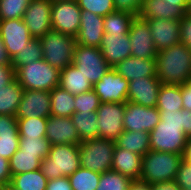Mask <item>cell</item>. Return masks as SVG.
I'll return each mask as SVG.
<instances>
[{
    "mask_svg": "<svg viewBox=\"0 0 191 190\" xmlns=\"http://www.w3.org/2000/svg\"><path fill=\"white\" fill-rule=\"evenodd\" d=\"M23 91L16 79L0 89V115L15 116Z\"/></svg>",
    "mask_w": 191,
    "mask_h": 190,
    "instance_id": "obj_29",
    "label": "cell"
},
{
    "mask_svg": "<svg viewBox=\"0 0 191 190\" xmlns=\"http://www.w3.org/2000/svg\"><path fill=\"white\" fill-rule=\"evenodd\" d=\"M156 76L162 84L183 85L191 81V51L183 43L158 51Z\"/></svg>",
    "mask_w": 191,
    "mask_h": 190,
    "instance_id": "obj_2",
    "label": "cell"
},
{
    "mask_svg": "<svg viewBox=\"0 0 191 190\" xmlns=\"http://www.w3.org/2000/svg\"><path fill=\"white\" fill-rule=\"evenodd\" d=\"M39 40L43 50V59L48 64L59 71L72 64L77 44L75 37L51 29Z\"/></svg>",
    "mask_w": 191,
    "mask_h": 190,
    "instance_id": "obj_6",
    "label": "cell"
},
{
    "mask_svg": "<svg viewBox=\"0 0 191 190\" xmlns=\"http://www.w3.org/2000/svg\"><path fill=\"white\" fill-rule=\"evenodd\" d=\"M72 64L88 78L93 85L112 67L106 62L100 47L76 44Z\"/></svg>",
    "mask_w": 191,
    "mask_h": 190,
    "instance_id": "obj_8",
    "label": "cell"
},
{
    "mask_svg": "<svg viewBox=\"0 0 191 190\" xmlns=\"http://www.w3.org/2000/svg\"><path fill=\"white\" fill-rule=\"evenodd\" d=\"M81 9L77 1H61L52 3V29L76 37L80 28Z\"/></svg>",
    "mask_w": 191,
    "mask_h": 190,
    "instance_id": "obj_10",
    "label": "cell"
},
{
    "mask_svg": "<svg viewBox=\"0 0 191 190\" xmlns=\"http://www.w3.org/2000/svg\"><path fill=\"white\" fill-rule=\"evenodd\" d=\"M189 10V4H169L164 0H143L137 17L141 19L180 20Z\"/></svg>",
    "mask_w": 191,
    "mask_h": 190,
    "instance_id": "obj_21",
    "label": "cell"
},
{
    "mask_svg": "<svg viewBox=\"0 0 191 190\" xmlns=\"http://www.w3.org/2000/svg\"><path fill=\"white\" fill-rule=\"evenodd\" d=\"M160 118L149 132L150 150L184 154L188 140L185 135V110L160 111Z\"/></svg>",
    "mask_w": 191,
    "mask_h": 190,
    "instance_id": "obj_1",
    "label": "cell"
},
{
    "mask_svg": "<svg viewBox=\"0 0 191 190\" xmlns=\"http://www.w3.org/2000/svg\"><path fill=\"white\" fill-rule=\"evenodd\" d=\"M51 115L50 92L44 90H24L18 105L16 118L44 117Z\"/></svg>",
    "mask_w": 191,
    "mask_h": 190,
    "instance_id": "obj_16",
    "label": "cell"
},
{
    "mask_svg": "<svg viewBox=\"0 0 191 190\" xmlns=\"http://www.w3.org/2000/svg\"><path fill=\"white\" fill-rule=\"evenodd\" d=\"M71 119L81 141L99 137L96 111L90 113L74 112Z\"/></svg>",
    "mask_w": 191,
    "mask_h": 190,
    "instance_id": "obj_30",
    "label": "cell"
},
{
    "mask_svg": "<svg viewBox=\"0 0 191 190\" xmlns=\"http://www.w3.org/2000/svg\"><path fill=\"white\" fill-rule=\"evenodd\" d=\"M51 143L46 137L33 138L28 136H20L19 150L24 153L37 154L43 160L48 156Z\"/></svg>",
    "mask_w": 191,
    "mask_h": 190,
    "instance_id": "obj_38",
    "label": "cell"
},
{
    "mask_svg": "<svg viewBox=\"0 0 191 190\" xmlns=\"http://www.w3.org/2000/svg\"><path fill=\"white\" fill-rule=\"evenodd\" d=\"M0 35L12 59L33 39L22 18L0 20Z\"/></svg>",
    "mask_w": 191,
    "mask_h": 190,
    "instance_id": "obj_15",
    "label": "cell"
},
{
    "mask_svg": "<svg viewBox=\"0 0 191 190\" xmlns=\"http://www.w3.org/2000/svg\"><path fill=\"white\" fill-rule=\"evenodd\" d=\"M129 190H152V185L141 181H133Z\"/></svg>",
    "mask_w": 191,
    "mask_h": 190,
    "instance_id": "obj_53",
    "label": "cell"
},
{
    "mask_svg": "<svg viewBox=\"0 0 191 190\" xmlns=\"http://www.w3.org/2000/svg\"><path fill=\"white\" fill-rule=\"evenodd\" d=\"M80 166L97 173L112 170L115 142L93 138L79 143Z\"/></svg>",
    "mask_w": 191,
    "mask_h": 190,
    "instance_id": "obj_7",
    "label": "cell"
},
{
    "mask_svg": "<svg viewBox=\"0 0 191 190\" xmlns=\"http://www.w3.org/2000/svg\"><path fill=\"white\" fill-rule=\"evenodd\" d=\"M47 119L44 117L17 118L19 136L46 137Z\"/></svg>",
    "mask_w": 191,
    "mask_h": 190,
    "instance_id": "obj_35",
    "label": "cell"
},
{
    "mask_svg": "<svg viewBox=\"0 0 191 190\" xmlns=\"http://www.w3.org/2000/svg\"><path fill=\"white\" fill-rule=\"evenodd\" d=\"M128 85L129 81L111 68L93 85V90L101 103H123L127 102Z\"/></svg>",
    "mask_w": 191,
    "mask_h": 190,
    "instance_id": "obj_12",
    "label": "cell"
},
{
    "mask_svg": "<svg viewBox=\"0 0 191 190\" xmlns=\"http://www.w3.org/2000/svg\"><path fill=\"white\" fill-rule=\"evenodd\" d=\"M0 181L5 185L11 181L9 160L0 156Z\"/></svg>",
    "mask_w": 191,
    "mask_h": 190,
    "instance_id": "obj_49",
    "label": "cell"
},
{
    "mask_svg": "<svg viewBox=\"0 0 191 190\" xmlns=\"http://www.w3.org/2000/svg\"><path fill=\"white\" fill-rule=\"evenodd\" d=\"M50 2H61V1H77V0H49Z\"/></svg>",
    "mask_w": 191,
    "mask_h": 190,
    "instance_id": "obj_58",
    "label": "cell"
},
{
    "mask_svg": "<svg viewBox=\"0 0 191 190\" xmlns=\"http://www.w3.org/2000/svg\"><path fill=\"white\" fill-rule=\"evenodd\" d=\"M46 139L51 145H79L82 142L71 117H56L53 115H50L47 119Z\"/></svg>",
    "mask_w": 191,
    "mask_h": 190,
    "instance_id": "obj_19",
    "label": "cell"
},
{
    "mask_svg": "<svg viewBox=\"0 0 191 190\" xmlns=\"http://www.w3.org/2000/svg\"><path fill=\"white\" fill-rule=\"evenodd\" d=\"M161 85L162 82L157 77L132 80L128 85L127 101L146 107H156Z\"/></svg>",
    "mask_w": 191,
    "mask_h": 190,
    "instance_id": "obj_17",
    "label": "cell"
},
{
    "mask_svg": "<svg viewBox=\"0 0 191 190\" xmlns=\"http://www.w3.org/2000/svg\"><path fill=\"white\" fill-rule=\"evenodd\" d=\"M43 59V50L39 39L33 38L25 47L12 59V66L15 70L22 65H26Z\"/></svg>",
    "mask_w": 191,
    "mask_h": 190,
    "instance_id": "obj_37",
    "label": "cell"
},
{
    "mask_svg": "<svg viewBox=\"0 0 191 190\" xmlns=\"http://www.w3.org/2000/svg\"><path fill=\"white\" fill-rule=\"evenodd\" d=\"M100 104V99L93 89L75 95V112H95L99 108Z\"/></svg>",
    "mask_w": 191,
    "mask_h": 190,
    "instance_id": "obj_40",
    "label": "cell"
},
{
    "mask_svg": "<svg viewBox=\"0 0 191 190\" xmlns=\"http://www.w3.org/2000/svg\"><path fill=\"white\" fill-rule=\"evenodd\" d=\"M149 139V132L124 131L114 142L118 148H125L132 153L143 156L150 151Z\"/></svg>",
    "mask_w": 191,
    "mask_h": 190,
    "instance_id": "obj_26",
    "label": "cell"
},
{
    "mask_svg": "<svg viewBox=\"0 0 191 190\" xmlns=\"http://www.w3.org/2000/svg\"><path fill=\"white\" fill-rule=\"evenodd\" d=\"M15 79V68L12 65H0V89Z\"/></svg>",
    "mask_w": 191,
    "mask_h": 190,
    "instance_id": "obj_47",
    "label": "cell"
},
{
    "mask_svg": "<svg viewBox=\"0 0 191 190\" xmlns=\"http://www.w3.org/2000/svg\"><path fill=\"white\" fill-rule=\"evenodd\" d=\"M31 0H0V20L23 18Z\"/></svg>",
    "mask_w": 191,
    "mask_h": 190,
    "instance_id": "obj_39",
    "label": "cell"
},
{
    "mask_svg": "<svg viewBox=\"0 0 191 190\" xmlns=\"http://www.w3.org/2000/svg\"><path fill=\"white\" fill-rule=\"evenodd\" d=\"M4 190H20V189L15 188L10 183H8L5 185Z\"/></svg>",
    "mask_w": 191,
    "mask_h": 190,
    "instance_id": "obj_57",
    "label": "cell"
},
{
    "mask_svg": "<svg viewBox=\"0 0 191 190\" xmlns=\"http://www.w3.org/2000/svg\"><path fill=\"white\" fill-rule=\"evenodd\" d=\"M16 80L24 90H44L50 92L59 86L60 71L44 59L19 66L15 70Z\"/></svg>",
    "mask_w": 191,
    "mask_h": 190,
    "instance_id": "obj_5",
    "label": "cell"
},
{
    "mask_svg": "<svg viewBox=\"0 0 191 190\" xmlns=\"http://www.w3.org/2000/svg\"><path fill=\"white\" fill-rule=\"evenodd\" d=\"M100 51L111 67L125 58L131 57V42L128 33L104 34Z\"/></svg>",
    "mask_w": 191,
    "mask_h": 190,
    "instance_id": "obj_22",
    "label": "cell"
},
{
    "mask_svg": "<svg viewBox=\"0 0 191 190\" xmlns=\"http://www.w3.org/2000/svg\"><path fill=\"white\" fill-rule=\"evenodd\" d=\"M164 1L169 4H189L190 0H164Z\"/></svg>",
    "mask_w": 191,
    "mask_h": 190,
    "instance_id": "obj_56",
    "label": "cell"
},
{
    "mask_svg": "<svg viewBox=\"0 0 191 190\" xmlns=\"http://www.w3.org/2000/svg\"><path fill=\"white\" fill-rule=\"evenodd\" d=\"M48 179L41 169L11 176L10 184L20 190H46Z\"/></svg>",
    "mask_w": 191,
    "mask_h": 190,
    "instance_id": "obj_31",
    "label": "cell"
},
{
    "mask_svg": "<svg viewBox=\"0 0 191 190\" xmlns=\"http://www.w3.org/2000/svg\"><path fill=\"white\" fill-rule=\"evenodd\" d=\"M80 167L79 147L74 144L51 145L48 156L42 162L40 169L48 179L68 177Z\"/></svg>",
    "mask_w": 191,
    "mask_h": 190,
    "instance_id": "obj_4",
    "label": "cell"
},
{
    "mask_svg": "<svg viewBox=\"0 0 191 190\" xmlns=\"http://www.w3.org/2000/svg\"><path fill=\"white\" fill-rule=\"evenodd\" d=\"M0 65H12V58L9 56L5 44L0 35Z\"/></svg>",
    "mask_w": 191,
    "mask_h": 190,
    "instance_id": "obj_51",
    "label": "cell"
},
{
    "mask_svg": "<svg viewBox=\"0 0 191 190\" xmlns=\"http://www.w3.org/2000/svg\"><path fill=\"white\" fill-rule=\"evenodd\" d=\"M5 184L0 181V190H4Z\"/></svg>",
    "mask_w": 191,
    "mask_h": 190,
    "instance_id": "obj_59",
    "label": "cell"
},
{
    "mask_svg": "<svg viewBox=\"0 0 191 190\" xmlns=\"http://www.w3.org/2000/svg\"><path fill=\"white\" fill-rule=\"evenodd\" d=\"M59 86L72 95L93 89V84L73 64L60 71Z\"/></svg>",
    "mask_w": 191,
    "mask_h": 190,
    "instance_id": "obj_25",
    "label": "cell"
},
{
    "mask_svg": "<svg viewBox=\"0 0 191 190\" xmlns=\"http://www.w3.org/2000/svg\"><path fill=\"white\" fill-rule=\"evenodd\" d=\"M174 181L179 186L180 190L191 189V164L186 160L183 159L179 164Z\"/></svg>",
    "mask_w": 191,
    "mask_h": 190,
    "instance_id": "obj_43",
    "label": "cell"
},
{
    "mask_svg": "<svg viewBox=\"0 0 191 190\" xmlns=\"http://www.w3.org/2000/svg\"><path fill=\"white\" fill-rule=\"evenodd\" d=\"M188 13L191 15V0L189 1V10Z\"/></svg>",
    "mask_w": 191,
    "mask_h": 190,
    "instance_id": "obj_60",
    "label": "cell"
},
{
    "mask_svg": "<svg viewBox=\"0 0 191 190\" xmlns=\"http://www.w3.org/2000/svg\"><path fill=\"white\" fill-rule=\"evenodd\" d=\"M143 156L132 153L125 148L115 146L113 152L112 170L129 177L133 181H140Z\"/></svg>",
    "mask_w": 191,
    "mask_h": 190,
    "instance_id": "obj_24",
    "label": "cell"
},
{
    "mask_svg": "<svg viewBox=\"0 0 191 190\" xmlns=\"http://www.w3.org/2000/svg\"><path fill=\"white\" fill-rule=\"evenodd\" d=\"M160 111L156 107H146L125 102L123 125L125 131L151 132L160 122Z\"/></svg>",
    "mask_w": 191,
    "mask_h": 190,
    "instance_id": "obj_11",
    "label": "cell"
},
{
    "mask_svg": "<svg viewBox=\"0 0 191 190\" xmlns=\"http://www.w3.org/2000/svg\"><path fill=\"white\" fill-rule=\"evenodd\" d=\"M46 190H73L68 177L48 180Z\"/></svg>",
    "mask_w": 191,
    "mask_h": 190,
    "instance_id": "obj_48",
    "label": "cell"
},
{
    "mask_svg": "<svg viewBox=\"0 0 191 190\" xmlns=\"http://www.w3.org/2000/svg\"><path fill=\"white\" fill-rule=\"evenodd\" d=\"M51 115L56 117H71L75 112V95L70 94L60 86L50 91Z\"/></svg>",
    "mask_w": 191,
    "mask_h": 190,
    "instance_id": "obj_28",
    "label": "cell"
},
{
    "mask_svg": "<svg viewBox=\"0 0 191 190\" xmlns=\"http://www.w3.org/2000/svg\"><path fill=\"white\" fill-rule=\"evenodd\" d=\"M184 154L148 151L142 158L140 181L147 184L174 181Z\"/></svg>",
    "mask_w": 191,
    "mask_h": 190,
    "instance_id": "obj_3",
    "label": "cell"
},
{
    "mask_svg": "<svg viewBox=\"0 0 191 190\" xmlns=\"http://www.w3.org/2000/svg\"><path fill=\"white\" fill-rule=\"evenodd\" d=\"M185 135L191 137V111L185 110Z\"/></svg>",
    "mask_w": 191,
    "mask_h": 190,
    "instance_id": "obj_54",
    "label": "cell"
},
{
    "mask_svg": "<svg viewBox=\"0 0 191 190\" xmlns=\"http://www.w3.org/2000/svg\"><path fill=\"white\" fill-rule=\"evenodd\" d=\"M143 0H114L116 11L128 12L137 17Z\"/></svg>",
    "mask_w": 191,
    "mask_h": 190,
    "instance_id": "obj_44",
    "label": "cell"
},
{
    "mask_svg": "<svg viewBox=\"0 0 191 190\" xmlns=\"http://www.w3.org/2000/svg\"><path fill=\"white\" fill-rule=\"evenodd\" d=\"M133 180L114 170H108L100 174V180L96 190H129Z\"/></svg>",
    "mask_w": 191,
    "mask_h": 190,
    "instance_id": "obj_36",
    "label": "cell"
},
{
    "mask_svg": "<svg viewBox=\"0 0 191 190\" xmlns=\"http://www.w3.org/2000/svg\"><path fill=\"white\" fill-rule=\"evenodd\" d=\"M124 112L125 102L100 104L96 111L99 138L115 141L125 131L123 125Z\"/></svg>",
    "mask_w": 191,
    "mask_h": 190,
    "instance_id": "obj_9",
    "label": "cell"
},
{
    "mask_svg": "<svg viewBox=\"0 0 191 190\" xmlns=\"http://www.w3.org/2000/svg\"><path fill=\"white\" fill-rule=\"evenodd\" d=\"M68 178L73 190H96L100 180V173L80 166Z\"/></svg>",
    "mask_w": 191,
    "mask_h": 190,
    "instance_id": "obj_34",
    "label": "cell"
},
{
    "mask_svg": "<svg viewBox=\"0 0 191 190\" xmlns=\"http://www.w3.org/2000/svg\"><path fill=\"white\" fill-rule=\"evenodd\" d=\"M80 28L75 37L78 45L100 47L102 38L105 34L103 16L81 10Z\"/></svg>",
    "mask_w": 191,
    "mask_h": 190,
    "instance_id": "obj_20",
    "label": "cell"
},
{
    "mask_svg": "<svg viewBox=\"0 0 191 190\" xmlns=\"http://www.w3.org/2000/svg\"><path fill=\"white\" fill-rule=\"evenodd\" d=\"M152 190H180V188L175 181H168L152 184Z\"/></svg>",
    "mask_w": 191,
    "mask_h": 190,
    "instance_id": "obj_52",
    "label": "cell"
},
{
    "mask_svg": "<svg viewBox=\"0 0 191 190\" xmlns=\"http://www.w3.org/2000/svg\"><path fill=\"white\" fill-rule=\"evenodd\" d=\"M136 16L128 12L113 11L103 17L105 34L129 33L131 23Z\"/></svg>",
    "mask_w": 191,
    "mask_h": 190,
    "instance_id": "obj_32",
    "label": "cell"
},
{
    "mask_svg": "<svg viewBox=\"0 0 191 190\" xmlns=\"http://www.w3.org/2000/svg\"><path fill=\"white\" fill-rule=\"evenodd\" d=\"M182 104L184 110L191 111V81L182 85Z\"/></svg>",
    "mask_w": 191,
    "mask_h": 190,
    "instance_id": "obj_50",
    "label": "cell"
},
{
    "mask_svg": "<svg viewBox=\"0 0 191 190\" xmlns=\"http://www.w3.org/2000/svg\"><path fill=\"white\" fill-rule=\"evenodd\" d=\"M112 68L129 82L141 77H157L156 58L141 59L128 57L118 62Z\"/></svg>",
    "mask_w": 191,
    "mask_h": 190,
    "instance_id": "obj_23",
    "label": "cell"
},
{
    "mask_svg": "<svg viewBox=\"0 0 191 190\" xmlns=\"http://www.w3.org/2000/svg\"><path fill=\"white\" fill-rule=\"evenodd\" d=\"M19 133L0 134V156L10 160L19 149Z\"/></svg>",
    "mask_w": 191,
    "mask_h": 190,
    "instance_id": "obj_42",
    "label": "cell"
},
{
    "mask_svg": "<svg viewBox=\"0 0 191 190\" xmlns=\"http://www.w3.org/2000/svg\"><path fill=\"white\" fill-rule=\"evenodd\" d=\"M183 159L191 164V137L187 140L186 150L184 152Z\"/></svg>",
    "mask_w": 191,
    "mask_h": 190,
    "instance_id": "obj_55",
    "label": "cell"
},
{
    "mask_svg": "<svg viewBox=\"0 0 191 190\" xmlns=\"http://www.w3.org/2000/svg\"><path fill=\"white\" fill-rule=\"evenodd\" d=\"M4 133H19L15 116L0 115V134Z\"/></svg>",
    "mask_w": 191,
    "mask_h": 190,
    "instance_id": "obj_46",
    "label": "cell"
},
{
    "mask_svg": "<svg viewBox=\"0 0 191 190\" xmlns=\"http://www.w3.org/2000/svg\"><path fill=\"white\" fill-rule=\"evenodd\" d=\"M128 35L131 42V57L156 58L158 50L154 46L150 27L146 20L135 17Z\"/></svg>",
    "mask_w": 191,
    "mask_h": 190,
    "instance_id": "obj_13",
    "label": "cell"
},
{
    "mask_svg": "<svg viewBox=\"0 0 191 190\" xmlns=\"http://www.w3.org/2000/svg\"><path fill=\"white\" fill-rule=\"evenodd\" d=\"M180 39L191 51V15L187 13L180 19Z\"/></svg>",
    "mask_w": 191,
    "mask_h": 190,
    "instance_id": "obj_45",
    "label": "cell"
},
{
    "mask_svg": "<svg viewBox=\"0 0 191 190\" xmlns=\"http://www.w3.org/2000/svg\"><path fill=\"white\" fill-rule=\"evenodd\" d=\"M42 160L37 154L21 152L19 149L9 160L11 176L40 169Z\"/></svg>",
    "mask_w": 191,
    "mask_h": 190,
    "instance_id": "obj_33",
    "label": "cell"
},
{
    "mask_svg": "<svg viewBox=\"0 0 191 190\" xmlns=\"http://www.w3.org/2000/svg\"><path fill=\"white\" fill-rule=\"evenodd\" d=\"M51 8L49 0H31L22 19L33 38L39 39L52 29Z\"/></svg>",
    "mask_w": 191,
    "mask_h": 190,
    "instance_id": "obj_14",
    "label": "cell"
},
{
    "mask_svg": "<svg viewBox=\"0 0 191 190\" xmlns=\"http://www.w3.org/2000/svg\"><path fill=\"white\" fill-rule=\"evenodd\" d=\"M148 22L154 46L158 51L170 48L181 42L180 20L144 19Z\"/></svg>",
    "mask_w": 191,
    "mask_h": 190,
    "instance_id": "obj_18",
    "label": "cell"
},
{
    "mask_svg": "<svg viewBox=\"0 0 191 190\" xmlns=\"http://www.w3.org/2000/svg\"><path fill=\"white\" fill-rule=\"evenodd\" d=\"M77 3L81 10L103 17L115 11L114 0H77Z\"/></svg>",
    "mask_w": 191,
    "mask_h": 190,
    "instance_id": "obj_41",
    "label": "cell"
},
{
    "mask_svg": "<svg viewBox=\"0 0 191 190\" xmlns=\"http://www.w3.org/2000/svg\"><path fill=\"white\" fill-rule=\"evenodd\" d=\"M156 108L167 112L182 110V85L162 84L158 92Z\"/></svg>",
    "mask_w": 191,
    "mask_h": 190,
    "instance_id": "obj_27",
    "label": "cell"
}]
</instances>
